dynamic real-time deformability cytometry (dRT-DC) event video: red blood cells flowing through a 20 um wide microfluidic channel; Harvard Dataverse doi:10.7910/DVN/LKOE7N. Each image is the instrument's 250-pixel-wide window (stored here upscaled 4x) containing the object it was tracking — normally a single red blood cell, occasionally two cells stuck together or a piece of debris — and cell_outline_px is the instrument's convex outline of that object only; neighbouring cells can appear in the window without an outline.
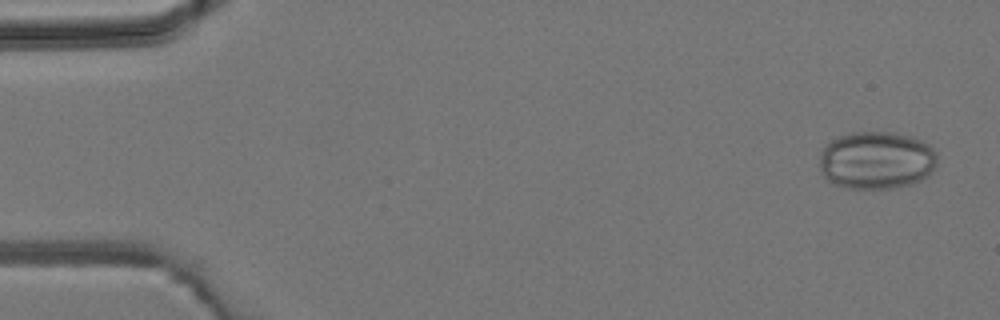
{"species": "common noctule bat (a hibernating species)", "species_latin": "Nyctalus noctula", "temperature_condition": "room temperature", "stored_images_in_passage": 5, "camera_frame_rate_fps": 3000, "um_per_image_px": 0.085, "animal": {"sex": "male", "body_mass_g": 19.2, "forearm_length_mm": 51.8}, "frame": {"image": 1, "passage_image": 1, "time_ms": 0.0, "image_size_px": [1000, 320], "cell_outline_px": [[936, 168], [928, 176], [920, 180], [896, 188], [848, 188], [832, 184], [824, 176], [820, 168], [820, 152], [832, 140], [840, 136], [852, 132], [896, 132], [912, 136], [924, 140], [936, 152]], "centroid_in_image_um": [74.53, 13.61], "position_along_channel_um": 10.5, "area_um2": 39.88}}